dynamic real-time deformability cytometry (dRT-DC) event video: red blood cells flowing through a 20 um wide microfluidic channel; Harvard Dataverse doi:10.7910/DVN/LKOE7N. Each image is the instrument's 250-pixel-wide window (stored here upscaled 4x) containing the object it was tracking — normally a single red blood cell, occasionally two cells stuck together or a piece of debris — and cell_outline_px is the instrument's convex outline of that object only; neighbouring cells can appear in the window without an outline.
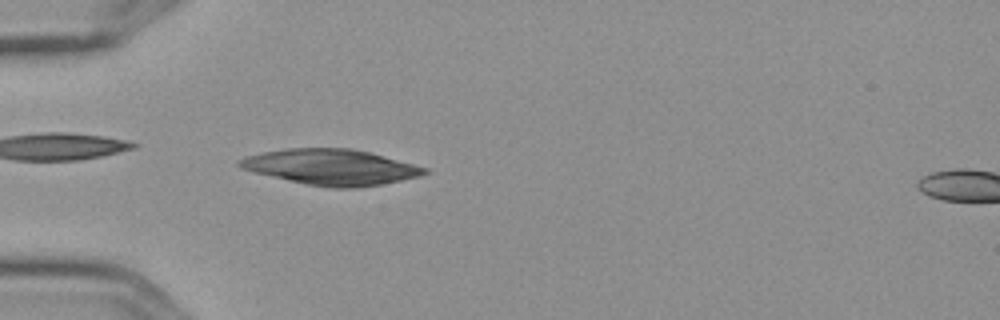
{"species": "Egyptian fruit bat (a non-hibernating species)", "species_latin": "Rousettus aegyptiacus", "temperature_condition": "cold", "stored_images_in_passage": 6, "segment_of_instrument_passage": [1, 2], "camera_frame_rate_fps": 3000, "um_per_image_px": 0.085, "frame": {"image": 1, "passage_image": 5, "time_ms": 1.333, "image_size_px": [1000, 320], "cell_outline_px": [[428, 172], [420, 176], [380, 184], [356, 188], [332, 188], [308, 184], [256, 172], [240, 168], [236, 164], [236, 160], [244, 156], [264, 152], [288, 148], [352, 148], [368, 152], [428, 168]], "centroid_in_image_um": [28.11, 14.19], "position_along_channel_um": 56.9, "area_um2": 37.97}}